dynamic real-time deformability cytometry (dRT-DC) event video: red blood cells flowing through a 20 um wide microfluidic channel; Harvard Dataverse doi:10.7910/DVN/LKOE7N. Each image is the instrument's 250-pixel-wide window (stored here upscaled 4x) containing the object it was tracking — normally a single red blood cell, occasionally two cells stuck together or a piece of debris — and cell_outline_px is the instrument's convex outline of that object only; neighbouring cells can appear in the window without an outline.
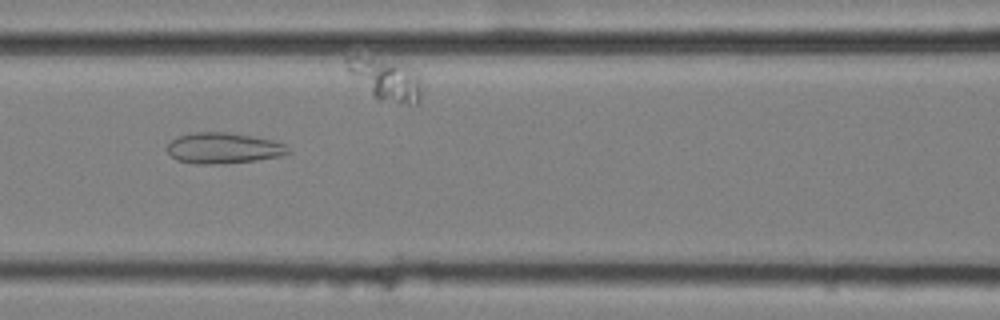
{"species": "common noctule bat (a hibernating species)", "species_latin": "Nyctalus noctula", "temperature_condition": "cold", "stored_images_in_passage": 57, "camera_frame_rate_fps": 3000, "um_per_image_px": 0.085, "animal": {"sex": "female", "body_mass_g": 25.1}, "frame": {"image": 1, "passage_image": 26, "time_ms": 8.333, "image_size_px": [1000, 320], "cell_outline_px": [[292, 152], [280, 156], [256, 160], [224, 164], [196, 164], [176, 160], [168, 152], [168, 144], [172, 140], [180, 136], [196, 132], [224, 132], [252, 136], [272, 140], [284, 144]], "centroid_in_image_um": [19.0, 12.6], "position_along_channel_um": 147.6, "area_um2": 21.62}}
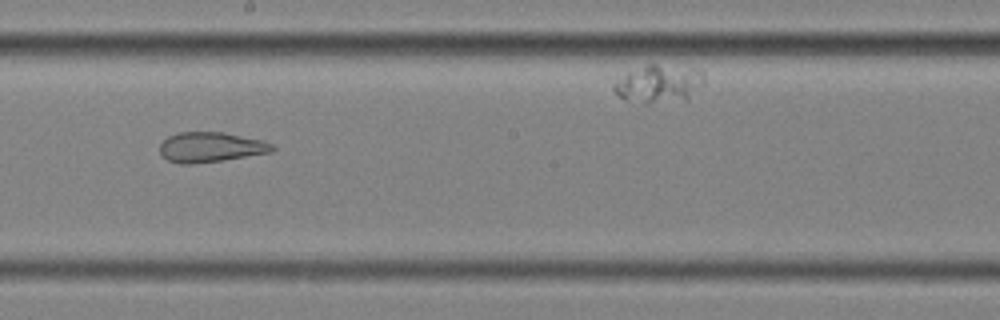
{"frame": {"image": 2, "passage_image": 33, "time_ms": 10.667, "image_size_px": [1000, 320], "cell_outline_px": [[276, 148], [272, 152], [224, 160], [192, 164], [180, 164], [168, 160], [160, 156], [160, 144], [168, 136], [176, 132], [224, 132], [264, 140], [272, 144]], "centroid_in_image_um": [17.9, 12.51], "position_along_channel_um": 230.3, "area_um2": 19.94}}
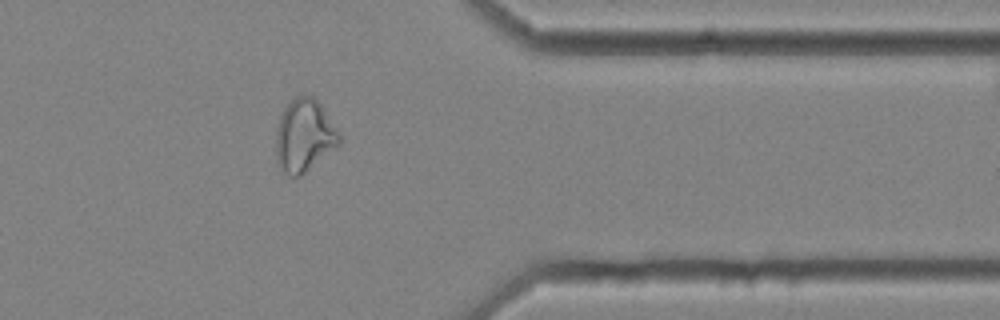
{"frame": {"image": 3, "passage_image": 47, "time_ms": 15.333, "image_size_px": [1000, 320], "cell_outline_px": [[340, 144], [336, 148], [300, 176], [288, 176], [280, 168], [276, 160], [276, 128], [280, 116], [284, 108], [296, 96], [312, 96], [320, 104], [336, 128], [340, 136]], "centroid_in_image_um": [25.84, 11.55], "position_along_channel_um": 385.6, "area_um2": 26.59}, "authors_computed_cell_mechanics": {"area_um2": 27.2238, "velocity_mm_per_s": 3.5484, "shape_relaxation_time_tau1_ms": null, "shape_relaxation_time_tau2_ms": 1.5106, "deformation_change_tau1": null, "deformation_change_tau2": 0.0919}}